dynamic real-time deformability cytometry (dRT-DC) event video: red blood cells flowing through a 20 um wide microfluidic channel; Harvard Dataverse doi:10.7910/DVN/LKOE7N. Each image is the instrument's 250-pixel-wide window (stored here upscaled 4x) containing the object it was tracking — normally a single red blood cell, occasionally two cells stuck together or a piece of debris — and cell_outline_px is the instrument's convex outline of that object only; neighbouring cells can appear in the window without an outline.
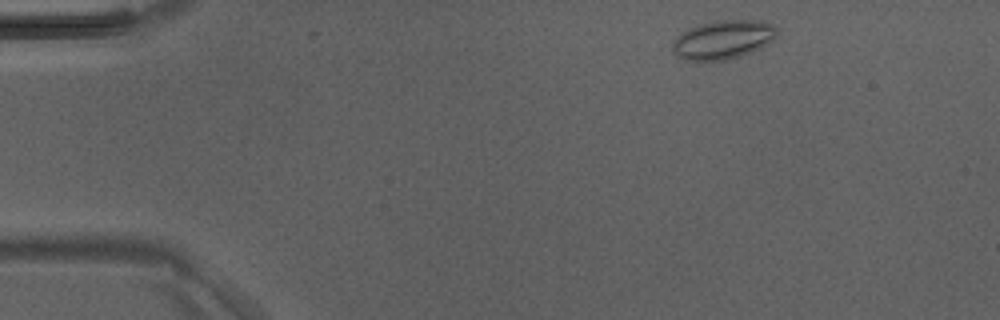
{"species": "Egyptian fruit bat (a non-hibernating species)", "species_latin": "Rousettus aegyptiacus", "temperature_condition": "room temperature", "stored_images_in_passage": 41, "camera_frame_rate_fps": 3000, "um_per_image_px": 0.085, "animal": {"sex": "male"}, "frame": {"image": 1, "passage_image": 2, "time_ms": 0.333, "image_size_px": [1000, 320], "cell_outline_px": [[776, 36], [772, 40], [760, 48], [752, 52], [740, 56], [724, 60], [684, 60], [672, 52], [672, 44], [676, 36], [688, 28], [696, 24], [720, 20], [760, 20], [772, 24], [776, 28]], "centroid_in_image_um": [61.43, 3.36], "position_along_channel_um": 23.6, "area_um2": 23.7}}
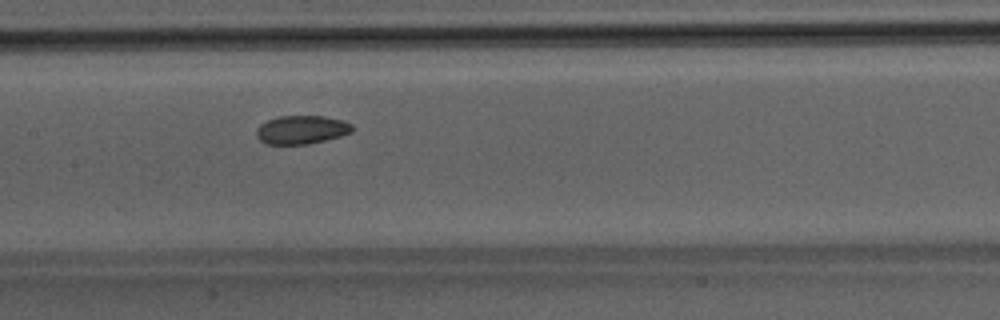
{"frame": {"image": 2, "passage_image": 18, "time_ms": 5.667, "image_size_px": [1000, 320], "cell_outline_px": [[352, 132], [340, 136], [308, 144], [268, 144], [260, 140], [256, 136], [256, 128], [260, 124], [268, 120], [280, 116], [324, 116], [344, 120], [352, 124]], "centroid_in_image_um": [25.63, 11.02], "position_along_channel_um": 181.8, "area_um2": 15.9}}
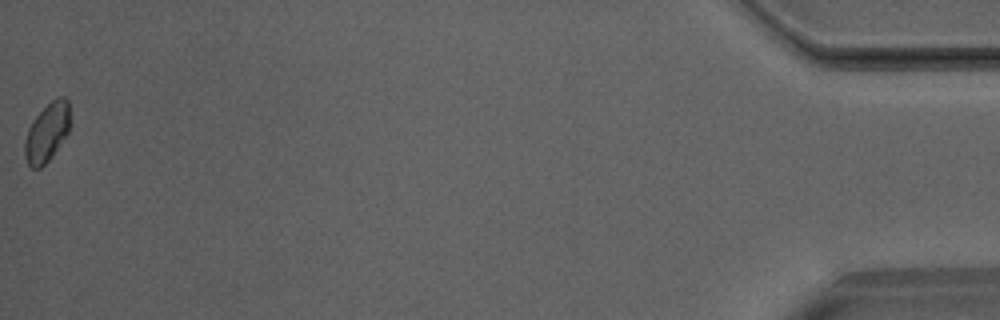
{"frame": {"image": 3, "passage_image": 41, "time_ms": 13.333, "image_size_px": [1000, 320], "cell_outline_px": [[68, 132], [48, 160], [40, 168], [32, 168], [28, 164], [24, 156], [24, 140], [28, 128], [32, 120], [52, 100], [60, 96], [64, 96], [68, 100]], "centroid_in_image_um": [3.95, 11.26], "position_along_channel_um": 431.3, "area_um2": 15.09}}